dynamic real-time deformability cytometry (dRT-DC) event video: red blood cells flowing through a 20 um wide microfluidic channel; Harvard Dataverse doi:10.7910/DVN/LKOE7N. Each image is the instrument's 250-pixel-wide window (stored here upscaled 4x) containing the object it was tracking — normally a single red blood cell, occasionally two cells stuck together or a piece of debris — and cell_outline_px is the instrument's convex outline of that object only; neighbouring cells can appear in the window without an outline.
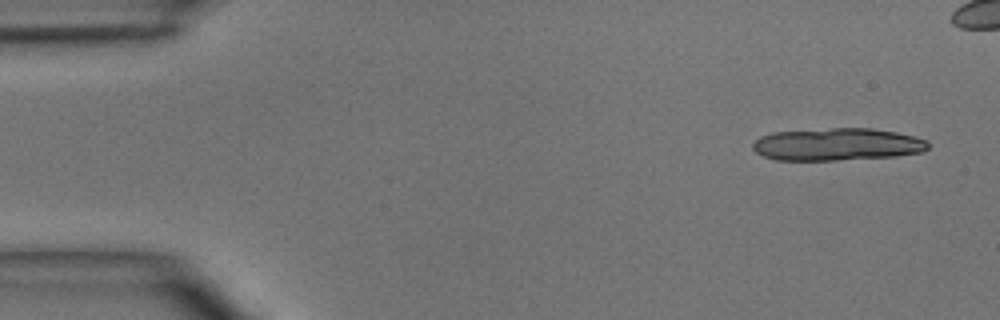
{"species": "common noctule bat (a hibernating species)", "species_latin": "Nyctalus noctula", "temperature_condition": "room temperature", "stored_images_in_passage": 5, "camera_frame_rate_fps": 3000, "um_per_image_px": 0.085, "animal": {"sex": "male", "body_mass_g": 15.6}, "frame": {"image": 1, "passage_image": 1, "time_ms": 0.0, "image_size_px": [1000, 320], "cell_outline_px": [[928, 148], [924, 152], [896, 156], [836, 160], [776, 160], [764, 156], [756, 152], [752, 148], [752, 144], [760, 136], [772, 132], [832, 128], [872, 128], [896, 132], [928, 140]], "centroid_in_image_um": [71.16, 12.27], "position_along_channel_um": 13.8, "area_um2": 33.23}}